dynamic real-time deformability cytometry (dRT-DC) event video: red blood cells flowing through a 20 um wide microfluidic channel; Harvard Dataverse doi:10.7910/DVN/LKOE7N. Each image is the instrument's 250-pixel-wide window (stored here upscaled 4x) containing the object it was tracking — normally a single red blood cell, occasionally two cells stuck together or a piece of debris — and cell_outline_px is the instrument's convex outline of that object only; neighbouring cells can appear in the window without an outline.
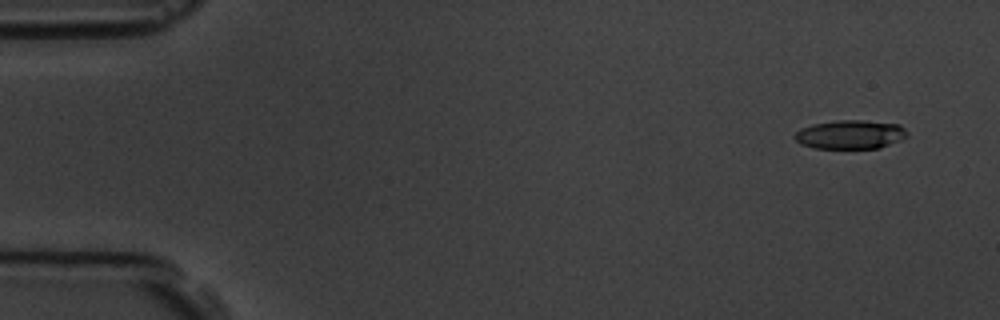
{"species": "common noctule bat (a hibernating species)", "species_latin": "Nyctalus noctula", "temperature_condition": "room temperature", "stored_images_in_passage": 6, "camera_frame_rate_fps": 3000, "um_per_image_px": 0.085, "animal": {"sex": "male", "body_mass_g": 19.5, "forearm_length_mm": 54.6}, "frame": {"image": 1, "passage_image": 1, "time_ms": 0.0, "image_size_px": [1000, 320], "cell_outline_px": [[908, 136], [900, 140], [880, 148], [812, 148], [800, 144], [792, 136], [800, 128], [812, 124], [836, 120], [864, 120], [900, 124], [908, 132]], "centroid_in_image_um": [72.26, 11.43], "position_along_channel_um": 12.7, "area_um2": 19.13}}
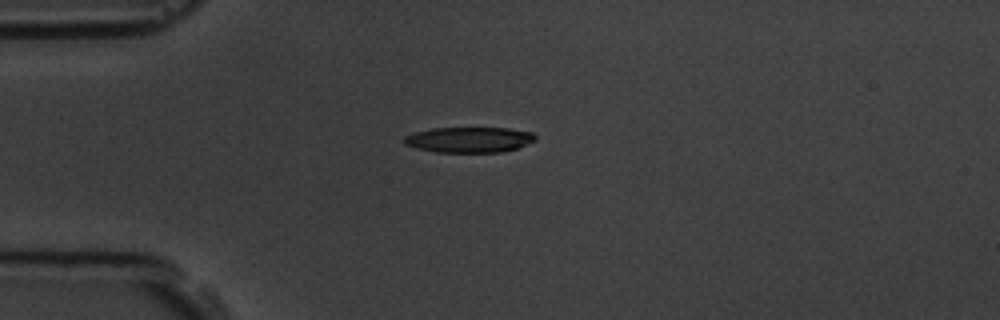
{"frame": {"image": 2, "passage_image": 4, "time_ms": 3.667, "image_size_px": [1000, 320], "cell_outline_px": [[536, 140], [516, 148], [500, 152], [436, 152], [416, 148], [404, 144], [404, 136], [416, 132], [432, 128], [508, 128], [532, 132], [536, 136]], "centroid_in_image_um": [39.87, 11.87], "position_along_channel_um": 45.1, "area_um2": 19.42}}
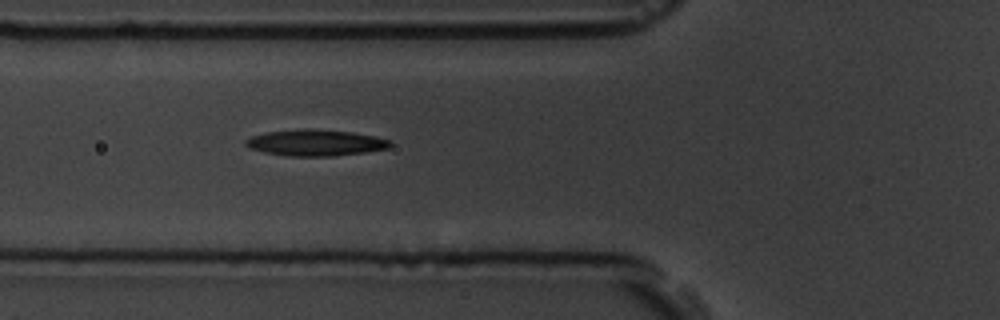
{"frame": {"image": 3, "passage_image": 6, "time_ms": 5.667, "image_size_px": [1000, 320], "cell_outline_px": [[392, 144], [388, 148], [364, 152], [332, 156], [284, 156], [264, 152], [248, 148], [244, 144], [244, 140], [252, 136], [268, 132], [312, 128], [352, 132], [372, 136], [388, 140]], "centroid_in_image_um": [26.76, 12.14], "position_along_channel_um": 99.0, "area_um2": 21.96}}